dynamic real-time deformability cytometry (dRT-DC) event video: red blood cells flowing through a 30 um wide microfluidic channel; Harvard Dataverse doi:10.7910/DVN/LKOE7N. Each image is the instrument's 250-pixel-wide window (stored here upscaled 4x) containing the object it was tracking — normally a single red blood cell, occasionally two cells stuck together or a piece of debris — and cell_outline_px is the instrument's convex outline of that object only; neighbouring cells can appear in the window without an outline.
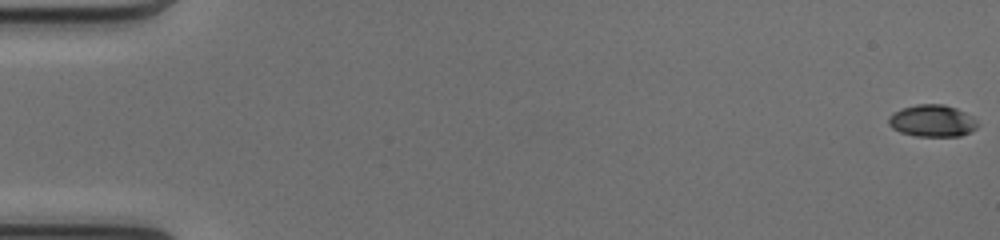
{"species": "common noctule bat (a hibernating species)", "species_latin": "Nyctalus noctula", "temperature_condition": "cold", "stored_images_in_passage": 52, "camera_frame_rate_fps": 3000, "um_per_image_px": 0.085, "animal": {"sex": "female", "body_mass_g": 17.0, "forearm_length_mm": 48.0}, "frame": {"image": 1, "passage_image": 1, "time_ms": 0.0, "image_size_px": [1000, 240], "cell_outline_px": [[980, 124], [972, 132], [960, 136], [916, 136], [900, 132], [892, 128], [888, 124], [888, 116], [892, 112], [900, 108], [916, 104], [944, 104], [956, 108], [964, 112], [976, 120]], "centroid_in_image_um": [79.22, 10.27], "position_along_channel_um": 5.8, "area_um2": 16.82}}
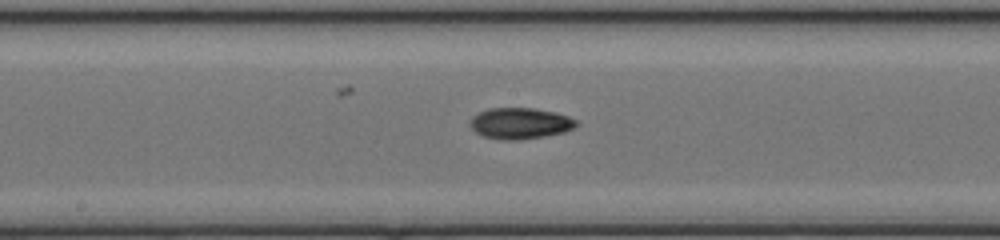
{"frame": {"image": 2, "passage_image": 28, "time_ms": 9.0, "image_size_px": [1000, 240], "cell_outline_px": [[576, 124], [572, 128], [564, 132], [544, 136], [520, 140], [500, 140], [484, 136], [476, 132], [468, 124], [468, 120], [472, 116], [488, 108], [532, 108], [556, 112], [568, 116], [576, 120]], "centroid_in_image_um": [44.16, 10.48], "position_along_channel_um": 204.0, "area_um2": 19.31}}
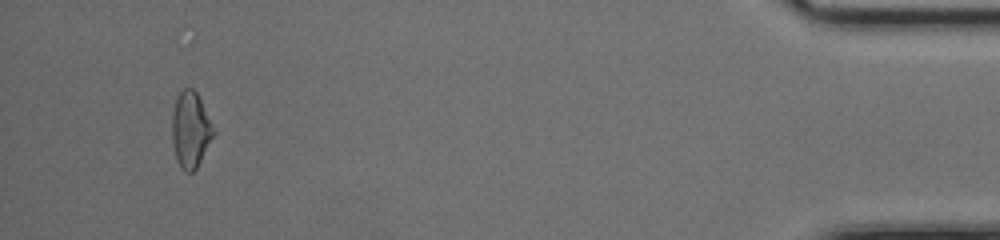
{"frame": {"image": 3, "passage_image": 49, "time_ms": 16.0, "image_size_px": [1000, 240], "cell_outline_px": [[216, 132], [196, 168], [192, 172], [184, 172], [180, 168], [176, 160], [172, 140], [172, 112], [176, 100], [180, 92], [184, 88], [192, 88], [196, 92], [216, 128]], "centroid_in_image_um": [16.21, 11.04], "position_along_channel_um": 419.0, "area_um2": 18.5}, "authors_computed_cell_mechanics": {"area_um2": 17.9758, "velocity_mm_per_s": 4.1377, "shape_relaxation_time_tau1_ms": 8.0136, "shape_relaxation_time_tau2_ms": 5.2185, "deformation_change_tau1": 0.2039, "deformation_change_tau2": 0.1027}}